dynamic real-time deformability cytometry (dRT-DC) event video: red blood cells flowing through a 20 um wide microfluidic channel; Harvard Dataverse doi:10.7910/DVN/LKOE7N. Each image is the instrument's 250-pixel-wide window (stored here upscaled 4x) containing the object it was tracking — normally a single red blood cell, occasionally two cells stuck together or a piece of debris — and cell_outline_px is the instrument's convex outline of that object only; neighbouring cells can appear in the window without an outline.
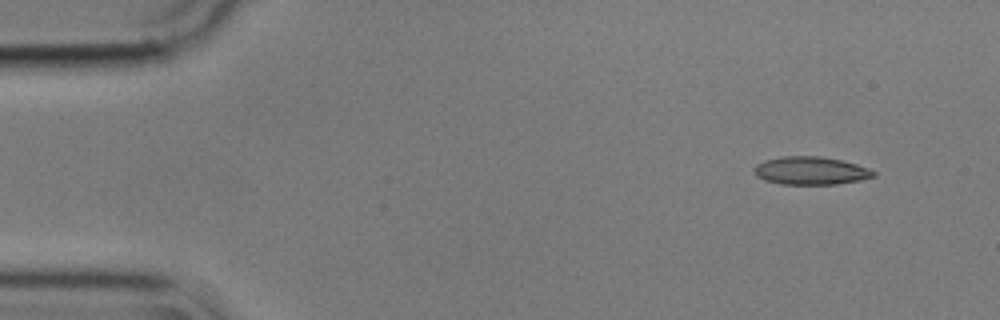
{"species": "common noctule bat (a hibernating species)", "species_latin": "Nyctalus noctula", "temperature_condition": "cold", "stored_images_in_passage": 52, "camera_frame_rate_fps": 3000, "um_per_image_px": 0.085, "animal": {"sex": "male", "body_mass_g": 17.9}, "frame": {"image": 1, "passage_image": 1, "time_ms": 0.0, "image_size_px": [1000, 320], "cell_outline_px": [[876, 176], [860, 180], [836, 184], [780, 184], [764, 180], [756, 176], [752, 172], [752, 168], [756, 164], [764, 160], [784, 156], [820, 156], [844, 160], [868, 168], [876, 172]], "centroid_in_image_um": [68.88, 14.5], "position_along_channel_um": 16.1, "area_um2": 19.71}}
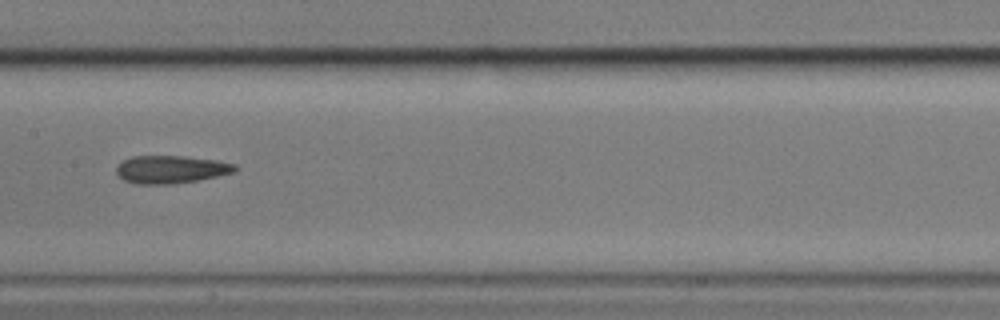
{"frame": {"image": 2, "passage_image": 24, "time_ms": 7.667, "image_size_px": [1000, 320], "cell_outline_px": [[240, 168], [232, 172], [216, 176], [196, 180], [172, 184], [136, 184], [124, 180], [116, 172], [116, 168], [124, 160], [132, 156], [184, 156], [216, 160], [236, 164]], "centroid_in_image_um": [14.54, 14.39], "position_along_channel_um": 192.9, "area_um2": 19.07}}
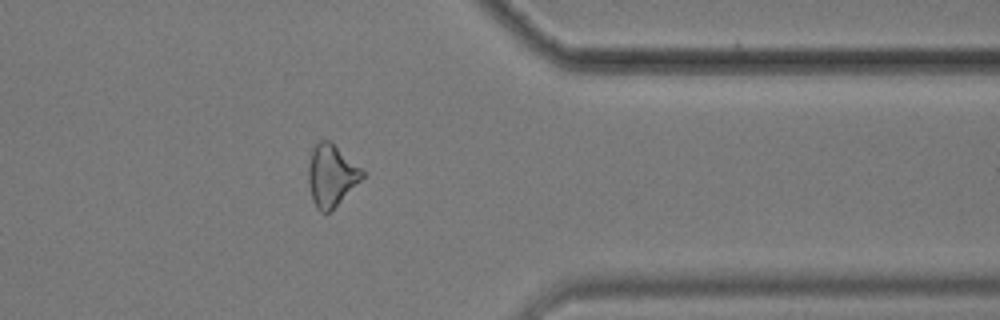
{"frame": {"image": 3, "passage_image": 41, "time_ms": 13.333, "image_size_px": [1000, 320], "cell_outline_px": [[368, 172], [328, 212], [320, 212], [316, 208], [312, 200], [308, 184], [308, 164], [312, 148], [320, 140], [328, 140]], "centroid_in_image_um": [28.15, 14.88], "position_along_channel_um": 383.3, "area_um2": 19.25}, "authors_computed_cell_mechanics": {"area_um2": 19.5653, "velocity_mm_per_s": 3.5666, "shape_relaxation_time_tau1_ms": null, "shape_relaxation_time_tau2_ms": 3.7256, "deformation_change_tau1": null, "deformation_change_tau2": 0.1429}}